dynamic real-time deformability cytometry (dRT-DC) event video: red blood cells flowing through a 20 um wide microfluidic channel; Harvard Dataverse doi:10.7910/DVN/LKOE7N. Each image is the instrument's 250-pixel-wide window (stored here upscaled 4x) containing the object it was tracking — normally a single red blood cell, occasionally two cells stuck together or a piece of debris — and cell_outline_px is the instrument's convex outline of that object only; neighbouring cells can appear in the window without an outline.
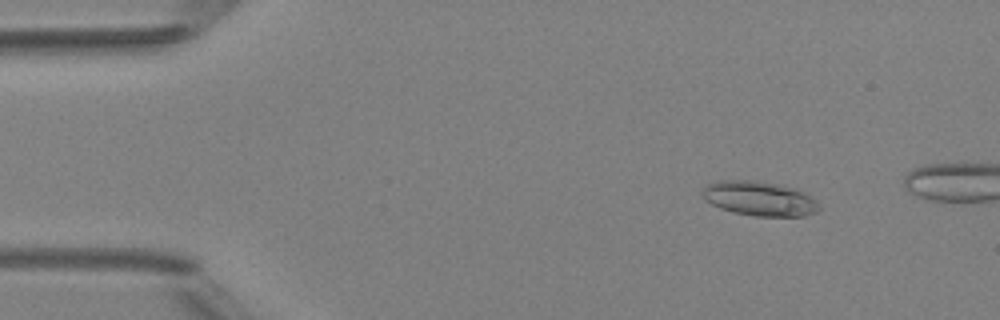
{"species": "Egyptian fruit bat (a non-hibernating species)", "species_latin": "Rousettus aegyptiacus", "temperature_condition": "room temperature", "stored_images_in_passage": 15, "camera_frame_rate_fps": 3000, "um_per_image_px": 0.085, "animal": {"sex": "female"}, "frame": {"image": 1, "passage_image": 7, "time_ms": 2.0, "image_size_px": [1000, 320], "cell_outline_px": [[820, 208], [816, 212], [804, 216], [752, 216], [732, 212], [720, 208], [704, 200], [700, 192], [704, 184], [716, 180], [756, 180], [796, 188], [804, 192], [816, 200]], "centroid_in_image_um": [64.49, 16.87], "position_along_channel_um": 20.5, "area_um2": 23.87}}